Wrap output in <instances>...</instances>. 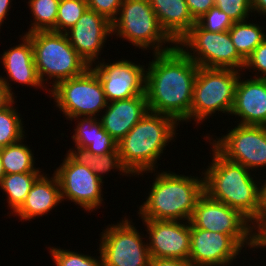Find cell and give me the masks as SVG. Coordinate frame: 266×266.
<instances>
[{
    "instance_id": "1",
    "label": "cell",
    "mask_w": 266,
    "mask_h": 266,
    "mask_svg": "<svg viewBox=\"0 0 266 266\" xmlns=\"http://www.w3.org/2000/svg\"><path fill=\"white\" fill-rule=\"evenodd\" d=\"M145 72V95L150 112L190 122L193 86L199 66L177 45L153 54Z\"/></svg>"
},
{
    "instance_id": "2",
    "label": "cell",
    "mask_w": 266,
    "mask_h": 266,
    "mask_svg": "<svg viewBox=\"0 0 266 266\" xmlns=\"http://www.w3.org/2000/svg\"><path fill=\"white\" fill-rule=\"evenodd\" d=\"M211 149L212 162L201 174L204 193L238 210L254 225L262 212V183L242 164L226 159L214 147Z\"/></svg>"
},
{
    "instance_id": "3",
    "label": "cell",
    "mask_w": 266,
    "mask_h": 266,
    "mask_svg": "<svg viewBox=\"0 0 266 266\" xmlns=\"http://www.w3.org/2000/svg\"><path fill=\"white\" fill-rule=\"evenodd\" d=\"M178 125L179 122L169 115L148 111L117 144L127 171L133 176H142L158 169L157 160L176 138Z\"/></svg>"
},
{
    "instance_id": "4",
    "label": "cell",
    "mask_w": 266,
    "mask_h": 266,
    "mask_svg": "<svg viewBox=\"0 0 266 266\" xmlns=\"http://www.w3.org/2000/svg\"><path fill=\"white\" fill-rule=\"evenodd\" d=\"M146 201L138 215L148 220L190 221L199 197L204 193V179L175 172L156 173Z\"/></svg>"
},
{
    "instance_id": "5",
    "label": "cell",
    "mask_w": 266,
    "mask_h": 266,
    "mask_svg": "<svg viewBox=\"0 0 266 266\" xmlns=\"http://www.w3.org/2000/svg\"><path fill=\"white\" fill-rule=\"evenodd\" d=\"M25 35L33 46L34 62L40 81L44 86L48 79L53 81H50V89L63 80L82 75L90 67L70 44L65 33L49 30Z\"/></svg>"
},
{
    "instance_id": "6",
    "label": "cell",
    "mask_w": 266,
    "mask_h": 266,
    "mask_svg": "<svg viewBox=\"0 0 266 266\" xmlns=\"http://www.w3.org/2000/svg\"><path fill=\"white\" fill-rule=\"evenodd\" d=\"M114 34L143 51L154 48L153 54L176 46V42L161 27L149 0H123L118 16L112 22ZM166 43L167 46L164 45Z\"/></svg>"
},
{
    "instance_id": "7",
    "label": "cell",
    "mask_w": 266,
    "mask_h": 266,
    "mask_svg": "<svg viewBox=\"0 0 266 266\" xmlns=\"http://www.w3.org/2000/svg\"><path fill=\"white\" fill-rule=\"evenodd\" d=\"M239 76L237 70L199 67L193 86L190 121L200 124L216 111L230 115Z\"/></svg>"
},
{
    "instance_id": "8",
    "label": "cell",
    "mask_w": 266,
    "mask_h": 266,
    "mask_svg": "<svg viewBox=\"0 0 266 266\" xmlns=\"http://www.w3.org/2000/svg\"><path fill=\"white\" fill-rule=\"evenodd\" d=\"M176 45L199 67L244 70L245 60L238 54L229 31L209 32L195 23Z\"/></svg>"
},
{
    "instance_id": "9",
    "label": "cell",
    "mask_w": 266,
    "mask_h": 266,
    "mask_svg": "<svg viewBox=\"0 0 266 266\" xmlns=\"http://www.w3.org/2000/svg\"><path fill=\"white\" fill-rule=\"evenodd\" d=\"M47 93L68 120L99 116L108 103L101 81L90 67L80 76L59 82Z\"/></svg>"
},
{
    "instance_id": "10",
    "label": "cell",
    "mask_w": 266,
    "mask_h": 266,
    "mask_svg": "<svg viewBox=\"0 0 266 266\" xmlns=\"http://www.w3.org/2000/svg\"><path fill=\"white\" fill-rule=\"evenodd\" d=\"M132 224L124 217L117 224H109L100 234L98 249L103 266H150L148 243L143 242L144 234Z\"/></svg>"
},
{
    "instance_id": "11",
    "label": "cell",
    "mask_w": 266,
    "mask_h": 266,
    "mask_svg": "<svg viewBox=\"0 0 266 266\" xmlns=\"http://www.w3.org/2000/svg\"><path fill=\"white\" fill-rule=\"evenodd\" d=\"M190 228L231 235L245 250L246 247L254 248L253 224L238 210L210 198L206 193L196 203Z\"/></svg>"
},
{
    "instance_id": "12",
    "label": "cell",
    "mask_w": 266,
    "mask_h": 266,
    "mask_svg": "<svg viewBox=\"0 0 266 266\" xmlns=\"http://www.w3.org/2000/svg\"><path fill=\"white\" fill-rule=\"evenodd\" d=\"M228 132L214 140L210 136L205 138L223 157L251 172L259 170L258 167L266 168V126L237 124Z\"/></svg>"
},
{
    "instance_id": "13",
    "label": "cell",
    "mask_w": 266,
    "mask_h": 266,
    "mask_svg": "<svg viewBox=\"0 0 266 266\" xmlns=\"http://www.w3.org/2000/svg\"><path fill=\"white\" fill-rule=\"evenodd\" d=\"M55 170L62 201L68 199L88 212L101 207L104 200L102 192L104 182L92 169L82 165L67 152L62 164Z\"/></svg>"
},
{
    "instance_id": "14",
    "label": "cell",
    "mask_w": 266,
    "mask_h": 266,
    "mask_svg": "<svg viewBox=\"0 0 266 266\" xmlns=\"http://www.w3.org/2000/svg\"><path fill=\"white\" fill-rule=\"evenodd\" d=\"M95 64L90 68L101 81L107 102L145 95L144 65L126 59L110 64L96 61Z\"/></svg>"
},
{
    "instance_id": "15",
    "label": "cell",
    "mask_w": 266,
    "mask_h": 266,
    "mask_svg": "<svg viewBox=\"0 0 266 266\" xmlns=\"http://www.w3.org/2000/svg\"><path fill=\"white\" fill-rule=\"evenodd\" d=\"M147 227L151 258L189 260L191 248L190 221L142 219Z\"/></svg>"
},
{
    "instance_id": "16",
    "label": "cell",
    "mask_w": 266,
    "mask_h": 266,
    "mask_svg": "<svg viewBox=\"0 0 266 266\" xmlns=\"http://www.w3.org/2000/svg\"><path fill=\"white\" fill-rule=\"evenodd\" d=\"M189 262L193 266H229L237 260L243 247L231 236L190 228Z\"/></svg>"
},
{
    "instance_id": "17",
    "label": "cell",
    "mask_w": 266,
    "mask_h": 266,
    "mask_svg": "<svg viewBox=\"0 0 266 266\" xmlns=\"http://www.w3.org/2000/svg\"><path fill=\"white\" fill-rule=\"evenodd\" d=\"M70 44L89 66L99 61V55L112 35V23L104 16L87 9L77 23L65 33Z\"/></svg>"
},
{
    "instance_id": "18",
    "label": "cell",
    "mask_w": 266,
    "mask_h": 266,
    "mask_svg": "<svg viewBox=\"0 0 266 266\" xmlns=\"http://www.w3.org/2000/svg\"><path fill=\"white\" fill-rule=\"evenodd\" d=\"M240 73L231 116L240 117V125L266 126V79H242ZM233 114V115H232Z\"/></svg>"
},
{
    "instance_id": "19",
    "label": "cell",
    "mask_w": 266,
    "mask_h": 266,
    "mask_svg": "<svg viewBox=\"0 0 266 266\" xmlns=\"http://www.w3.org/2000/svg\"><path fill=\"white\" fill-rule=\"evenodd\" d=\"M22 43L11 47L7 51L2 53L0 58L3 64L4 71L7 73L6 76H0V80L7 87V90L12 96L15 94L12 91L11 84L9 82L32 86L34 88L47 89L46 86L40 81L35 62L34 52L31 40L25 35L21 37ZM9 79V80H8ZM14 94V95H13Z\"/></svg>"
},
{
    "instance_id": "20",
    "label": "cell",
    "mask_w": 266,
    "mask_h": 266,
    "mask_svg": "<svg viewBox=\"0 0 266 266\" xmlns=\"http://www.w3.org/2000/svg\"><path fill=\"white\" fill-rule=\"evenodd\" d=\"M148 111L147 97L140 95L108 102L99 120L103 129L119 142Z\"/></svg>"
},
{
    "instance_id": "21",
    "label": "cell",
    "mask_w": 266,
    "mask_h": 266,
    "mask_svg": "<svg viewBox=\"0 0 266 266\" xmlns=\"http://www.w3.org/2000/svg\"><path fill=\"white\" fill-rule=\"evenodd\" d=\"M62 203L60 184L57 176H44V173L35 181L22 206L13 214L20 217L21 221H30L43 217L49 211Z\"/></svg>"
},
{
    "instance_id": "22",
    "label": "cell",
    "mask_w": 266,
    "mask_h": 266,
    "mask_svg": "<svg viewBox=\"0 0 266 266\" xmlns=\"http://www.w3.org/2000/svg\"><path fill=\"white\" fill-rule=\"evenodd\" d=\"M161 27L177 43L196 23L185 0H149Z\"/></svg>"
},
{
    "instance_id": "23",
    "label": "cell",
    "mask_w": 266,
    "mask_h": 266,
    "mask_svg": "<svg viewBox=\"0 0 266 266\" xmlns=\"http://www.w3.org/2000/svg\"><path fill=\"white\" fill-rule=\"evenodd\" d=\"M79 117L72 118L70 121L78 120L75 133L72 136L75 149H85L93 155L101 156L117 149L116 142L102 126L101 121L97 117ZM76 119V120H75Z\"/></svg>"
},
{
    "instance_id": "24",
    "label": "cell",
    "mask_w": 266,
    "mask_h": 266,
    "mask_svg": "<svg viewBox=\"0 0 266 266\" xmlns=\"http://www.w3.org/2000/svg\"><path fill=\"white\" fill-rule=\"evenodd\" d=\"M24 139L21 141L0 148V157L4 167L5 175L25 172H41L36 168L35 158L30 146L26 145Z\"/></svg>"
},
{
    "instance_id": "25",
    "label": "cell",
    "mask_w": 266,
    "mask_h": 266,
    "mask_svg": "<svg viewBox=\"0 0 266 266\" xmlns=\"http://www.w3.org/2000/svg\"><path fill=\"white\" fill-rule=\"evenodd\" d=\"M41 172H25L7 174L0 185L6 193L7 203L12 215L22 206L35 181L42 175Z\"/></svg>"
},
{
    "instance_id": "26",
    "label": "cell",
    "mask_w": 266,
    "mask_h": 266,
    "mask_svg": "<svg viewBox=\"0 0 266 266\" xmlns=\"http://www.w3.org/2000/svg\"><path fill=\"white\" fill-rule=\"evenodd\" d=\"M248 22V23H247ZM259 24L249 21L234 22L229 29L230 37L238 54L246 60L256 47L266 39V34Z\"/></svg>"
},
{
    "instance_id": "27",
    "label": "cell",
    "mask_w": 266,
    "mask_h": 266,
    "mask_svg": "<svg viewBox=\"0 0 266 266\" xmlns=\"http://www.w3.org/2000/svg\"><path fill=\"white\" fill-rule=\"evenodd\" d=\"M68 152L82 165L92 169L101 181H103V174H106L111 170L114 171V169H117V171L119 170L121 172L120 175L124 173L123 176H131L127 169L123 166L118 148L115 151L101 156L93 155L85 149L73 150L71 148Z\"/></svg>"
},
{
    "instance_id": "28",
    "label": "cell",
    "mask_w": 266,
    "mask_h": 266,
    "mask_svg": "<svg viewBox=\"0 0 266 266\" xmlns=\"http://www.w3.org/2000/svg\"><path fill=\"white\" fill-rule=\"evenodd\" d=\"M59 2L60 0H29L28 6L34 19L26 34L49 30L56 32Z\"/></svg>"
},
{
    "instance_id": "29",
    "label": "cell",
    "mask_w": 266,
    "mask_h": 266,
    "mask_svg": "<svg viewBox=\"0 0 266 266\" xmlns=\"http://www.w3.org/2000/svg\"><path fill=\"white\" fill-rule=\"evenodd\" d=\"M14 100L8 107L0 110V148L15 144L25 139L24 124L17 109L13 106ZM25 137V138H24Z\"/></svg>"
},
{
    "instance_id": "30",
    "label": "cell",
    "mask_w": 266,
    "mask_h": 266,
    "mask_svg": "<svg viewBox=\"0 0 266 266\" xmlns=\"http://www.w3.org/2000/svg\"><path fill=\"white\" fill-rule=\"evenodd\" d=\"M88 9L86 0H60L56 18V32L66 33Z\"/></svg>"
},
{
    "instance_id": "31",
    "label": "cell",
    "mask_w": 266,
    "mask_h": 266,
    "mask_svg": "<svg viewBox=\"0 0 266 266\" xmlns=\"http://www.w3.org/2000/svg\"><path fill=\"white\" fill-rule=\"evenodd\" d=\"M52 261L56 266H103L101 254L98 258L84 255L77 251L63 250L60 247H50Z\"/></svg>"
},
{
    "instance_id": "32",
    "label": "cell",
    "mask_w": 266,
    "mask_h": 266,
    "mask_svg": "<svg viewBox=\"0 0 266 266\" xmlns=\"http://www.w3.org/2000/svg\"><path fill=\"white\" fill-rule=\"evenodd\" d=\"M196 23L209 32H226L233 26V20L217 6L210 8Z\"/></svg>"
},
{
    "instance_id": "33",
    "label": "cell",
    "mask_w": 266,
    "mask_h": 266,
    "mask_svg": "<svg viewBox=\"0 0 266 266\" xmlns=\"http://www.w3.org/2000/svg\"><path fill=\"white\" fill-rule=\"evenodd\" d=\"M215 6L225 12L233 22L248 20L249 13H252L251 0H215Z\"/></svg>"
},
{
    "instance_id": "34",
    "label": "cell",
    "mask_w": 266,
    "mask_h": 266,
    "mask_svg": "<svg viewBox=\"0 0 266 266\" xmlns=\"http://www.w3.org/2000/svg\"><path fill=\"white\" fill-rule=\"evenodd\" d=\"M250 68L257 74L255 78L266 79V39L245 60L244 69L253 73Z\"/></svg>"
},
{
    "instance_id": "35",
    "label": "cell",
    "mask_w": 266,
    "mask_h": 266,
    "mask_svg": "<svg viewBox=\"0 0 266 266\" xmlns=\"http://www.w3.org/2000/svg\"><path fill=\"white\" fill-rule=\"evenodd\" d=\"M123 0H86L88 9L104 16L111 23L117 18Z\"/></svg>"
},
{
    "instance_id": "36",
    "label": "cell",
    "mask_w": 266,
    "mask_h": 266,
    "mask_svg": "<svg viewBox=\"0 0 266 266\" xmlns=\"http://www.w3.org/2000/svg\"><path fill=\"white\" fill-rule=\"evenodd\" d=\"M254 228V249L266 248V212H261L257 222L253 225Z\"/></svg>"
},
{
    "instance_id": "37",
    "label": "cell",
    "mask_w": 266,
    "mask_h": 266,
    "mask_svg": "<svg viewBox=\"0 0 266 266\" xmlns=\"http://www.w3.org/2000/svg\"><path fill=\"white\" fill-rule=\"evenodd\" d=\"M192 17L197 20L210 8L215 6V0H185Z\"/></svg>"
},
{
    "instance_id": "38",
    "label": "cell",
    "mask_w": 266,
    "mask_h": 266,
    "mask_svg": "<svg viewBox=\"0 0 266 266\" xmlns=\"http://www.w3.org/2000/svg\"><path fill=\"white\" fill-rule=\"evenodd\" d=\"M150 266H193L189 261L171 258H151Z\"/></svg>"
},
{
    "instance_id": "39",
    "label": "cell",
    "mask_w": 266,
    "mask_h": 266,
    "mask_svg": "<svg viewBox=\"0 0 266 266\" xmlns=\"http://www.w3.org/2000/svg\"><path fill=\"white\" fill-rule=\"evenodd\" d=\"M14 100L15 97L10 94L7 87L0 80V110L8 107Z\"/></svg>"
},
{
    "instance_id": "40",
    "label": "cell",
    "mask_w": 266,
    "mask_h": 266,
    "mask_svg": "<svg viewBox=\"0 0 266 266\" xmlns=\"http://www.w3.org/2000/svg\"><path fill=\"white\" fill-rule=\"evenodd\" d=\"M253 13H258L260 16H266V0H251Z\"/></svg>"
},
{
    "instance_id": "41",
    "label": "cell",
    "mask_w": 266,
    "mask_h": 266,
    "mask_svg": "<svg viewBox=\"0 0 266 266\" xmlns=\"http://www.w3.org/2000/svg\"><path fill=\"white\" fill-rule=\"evenodd\" d=\"M11 0H0V29L5 18L9 15V8L11 7Z\"/></svg>"
},
{
    "instance_id": "42",
    "label": "cell",
    "mask_w": 266,
    "mask_h": 266,
    "mask_svg": "<svg viewBox=\"0 0 266 266\" xmlns=\"http://www.w3.org/2000/svg\"><path fill=\"white\" fill-rule=\"evenodd\" d=\"M262 186H263L262 212H266V180L263 181Z\"/></svg>"
},
{
    "instance_id": "43",
    "label": "cell",
    "mask_w": 266,
    "mask_h": 266,
    "mask_svg": "<svg viewBox=\"0 0 266 266\" xmlns=\"http://www.w3.org/2000/svg\"><path fill=\"white\" fill-rule=\"evenodd\" d=\"M4 176H5V171L0 157V185L2 183Z\"/></svg>"
}]
</instances>
